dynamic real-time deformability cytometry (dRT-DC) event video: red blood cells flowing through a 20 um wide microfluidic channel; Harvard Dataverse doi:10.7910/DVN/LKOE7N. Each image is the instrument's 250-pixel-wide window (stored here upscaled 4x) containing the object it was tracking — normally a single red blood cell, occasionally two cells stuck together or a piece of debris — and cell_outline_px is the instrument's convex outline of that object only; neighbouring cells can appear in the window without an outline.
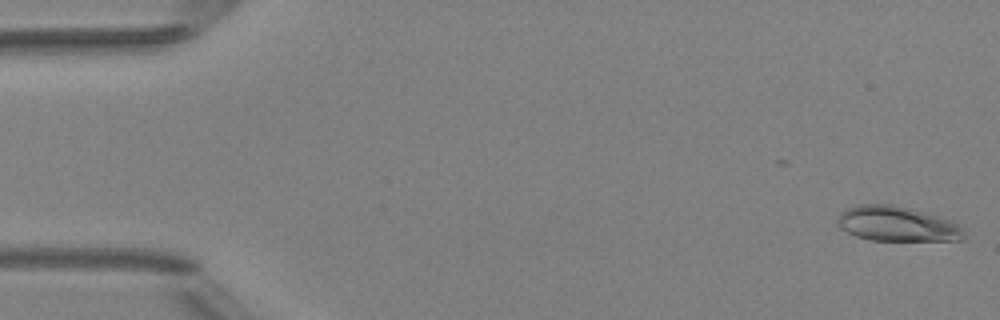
{"species": "Egyptian fruit bat (a non-hibernating species)", "species_latin": "Rousettus aegyptiacus", "temperature_condition": "room temperature", "stored_images_in_passage": 5, "camera_frame_rate_fps": 3000, "um_per_image_px": 0.085, "animal": {"sex": "female"}, "frame": {"image": 1, "passage_image": 1, "time_ms": 0.0, "image_size_px": [1000, 320], "cell_outline_px": [[964, 240], [872, 240], [856, 236], [840, 228], [836, 220], [840, 212], [856, 204], [892, 204], [912, 208], [940, 216], [952, 220], [960, 224], [964, 228]], "centroid_in_image_um": [76.28, 19.01], "position_along_channel_um": 8.7, "area_um2": 26.07}}